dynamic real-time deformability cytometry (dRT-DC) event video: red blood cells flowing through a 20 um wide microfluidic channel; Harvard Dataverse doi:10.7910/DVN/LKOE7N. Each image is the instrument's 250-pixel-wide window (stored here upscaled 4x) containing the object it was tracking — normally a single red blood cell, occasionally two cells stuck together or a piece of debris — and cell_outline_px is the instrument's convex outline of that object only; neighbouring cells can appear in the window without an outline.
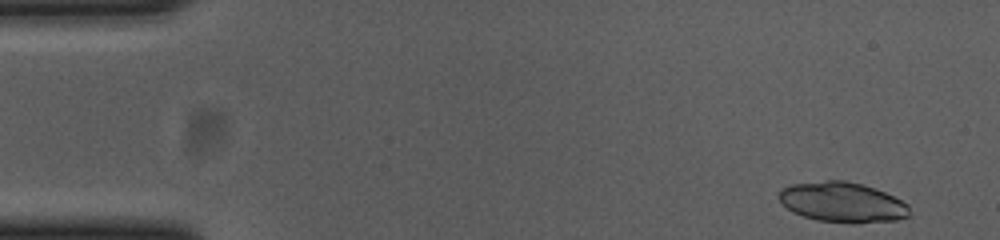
{"species": "common noctule bat (a hibernating species)", "species_latin": "Nyctalus noctula", "temperature_condition": "cold", "stored_images_in_passage": 53, "camera_frame_rate_fps": 3000, "um_per_image_px": 0.085, "animal": {"sex": "female", "body_mass_g": 23.0, "forearm_length_mm": 53.4}, "frame": {"image": 1, "passage_image": 2, "time_ms": 0.333, "image_size_px": [1000, 240], "cell_outline_px": [[908, 216], [896, 220], [852, 224], [816, 220], [792, 212], [776, 196], [780, 188], [792, 184], [824, 180], [844, 180], [864, 184], [884, 192], [908, 204]], "centroid_in_image_um": [71.56, 17.19], "position_along_channel_um": 13.4, "area_um2": 30.69}}